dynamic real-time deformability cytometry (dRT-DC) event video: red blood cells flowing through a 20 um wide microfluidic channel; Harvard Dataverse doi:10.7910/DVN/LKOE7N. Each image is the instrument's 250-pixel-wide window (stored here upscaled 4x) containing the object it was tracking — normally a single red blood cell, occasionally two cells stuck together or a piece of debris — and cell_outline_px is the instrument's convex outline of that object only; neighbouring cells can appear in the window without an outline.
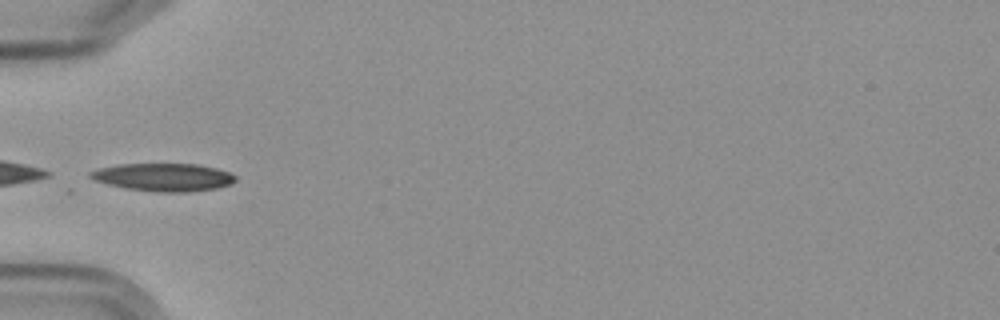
{"species": "Egyptian fruit bat (a non-hibernating species)", "species_latin": "Rousettus aegyptiacus", "temperature_condition": "cold", "stored_images_in_passage": 5, "camera_frame_rate_fps": 3000, "um_per_image_px": 0.085, "frame": {"image": 1, "passage_image": 4, "time_ms": 3.333, "image_size_px": [1000, 320], "cell_outline_px": [[236, 180], [232, 184], [216, 188], [188, 192], [156, 192], [124, 188], [92, 180], [88, 176], [88, 172], [100, 168], [120, 164], [196, 164], [216, 168], [228, 172], [236, 176]], "centroid_in_image_um": [13.88, 15.07], "position_along_channel_um": 71.1, "area_um2": 23.64}}
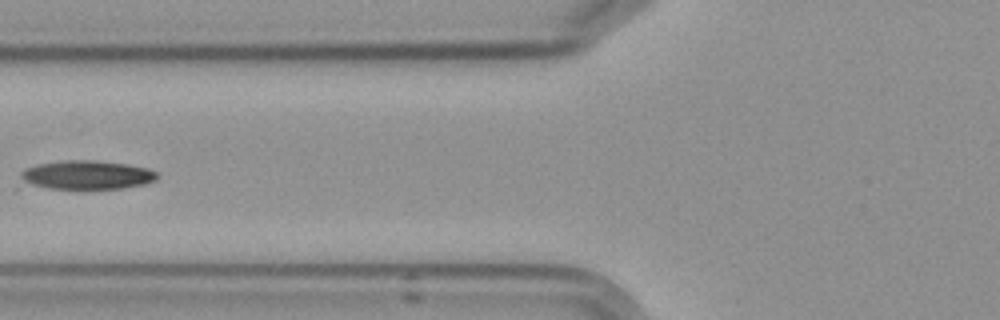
{"frame": {"image": 2, "passage_image": 5, "time_ms": 4.667, "image_size_px": [1000, 320], "cell_outline_px": [[160, 176], [156, 180], [144, 184], [124, 188], [84, 192], [12, 192], [20, 172], [28, 168], [40, 164], [64, 160], [96, 160], [124, 164], [148, 168], [156, 172]], "centroid_in_image_um": [6.96, 15.02], "position_along_channel_um": 118.8, "area_um2": 26.36}}